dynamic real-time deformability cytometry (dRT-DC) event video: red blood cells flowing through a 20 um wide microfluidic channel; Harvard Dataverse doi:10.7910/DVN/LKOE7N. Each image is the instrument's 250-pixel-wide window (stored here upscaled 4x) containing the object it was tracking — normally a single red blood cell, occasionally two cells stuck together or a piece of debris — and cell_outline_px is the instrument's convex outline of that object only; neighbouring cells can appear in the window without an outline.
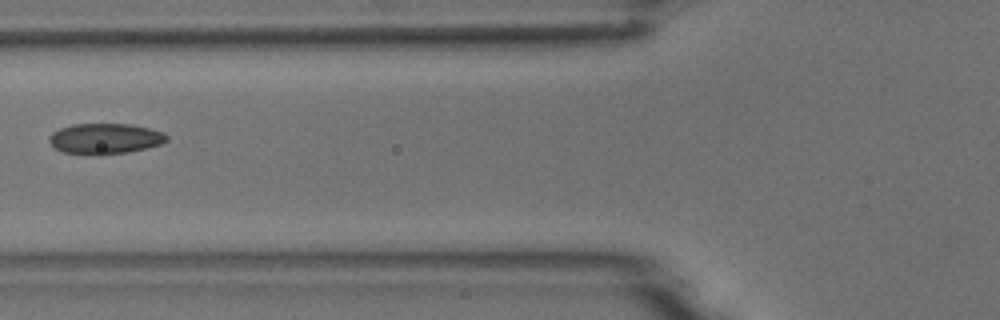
{"species": "common noctule bat (a hibernating species)", "species_latin": "Nyctalus noctula", "temperature_condition": "room temperature", "stored_images_in_passage": 5, "camera_frame_rate_fps": 3000, "um_per_image_px": 0.085, "animal": {"sex": "male", "body_mass_g": 18.8}, "frame": {"image": 1, "passage_image": 5, "time_ms": 5.333, "image_size_px": [1000, 320], "cell_outline_px": [[168, 140], [160, 144], [148, 148], [128, 152], [100, 156], [96, 156], [64, 152], [56, 148], [48, 140], [48, 136], [52, 132], [60, 128], [72, 124], [132, 124], [164, 132], [168, 136]], "centroid_in_image_um": [8.93, 11.8], "position_along_channel_um": 116.9, "area_um2": 21.27}}